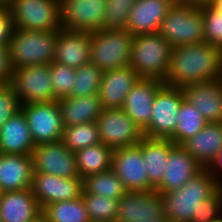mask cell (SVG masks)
Returning <instances> with one entry per match:
<instances>
[{
    "label": "cell",
    "instance_id": "6da1fadb",
    "mask_svg": "<svg viewBox=\"0 0 222 222\" xmlns=\"http://www.w3.org/2000/svg\"><path fill=\"white\" fill-rule=\"evenodd\" d=\"M171 222H216L222 218V185L204 168L180 189L160 193Z\"/></svg>",
    "mask_w": 222,
    "mask_h": 222
},
{
    "label": "cell",
    "instance_id": "7a4b0ae2",
    "mask_svg": "<svg viewBox=\"0 0 222 222\" xmlns=\"http://www.w3.org/2000/svg\"><path fill=\"white\" fill-rule=\"evenodd\" d=\"M222 79V50L202 42L173 47L164 85L183 88Z\"/></svg>",
    "mask_w": 222,
    "mask_h": 222
},
{
    "label": "cell",
    "instance_id": "3957f363",
    "mask_svg": "<svg viewBox=\"0 0 222 222\" xmlns=\"http://www.w3.org/2000/svg\"><path fill=\"white\" fill-rule=\"evenodd\" d=\"M173 46L158 32L134 36L129 66L139 78L164 82Z\"/></svg>",
    "mask_w": 222,
    "mask_h": 222
},
{
    "label": "cell",
    "instance_id": "277c9868",
    "mask_svg": "<svg viewBox=\"0 0 222 222\" xmlns=\"http://www.w3.org/2000/svg\"><path fill=\"white\" fill-rule=\"evenodd\" d=\"M56 37L57 31H30L15 28L8 45L11 69L52 63Z\"/></svg>",
    "mask_w": 222,
    "mask_h": 222
},
{
    "label": "cell",
    "instance_id": "5b68a950",
    "mask_svg": "<svg viewBox=\"0 0 222 222\" xmlns=\"http://www.w3.org/2000/svg\"><path fill=\"white\" fill-rule=\"evenodd\" d=\"M158 33L173 47L204 42L201 5L192 2L174 4L163 19Z\"/></svg>",
    "mask_w": 222,
    "mask_h": 222
},
{
    "label": "cell",
    "instance_id": "8992f818",
    "mask_svg": "<svg viewBox=\"0 0 222 222\" xmlns=\"http://www.w3.org/2000/svg\"><path fill=\"white\" fill-rule=\"evenodd\" d=\"M134 35L126 29L91 32L90 62L102 72L129 66Z\"/></svg>",
    "mask_w": 222,
    "mask_h": 222
},
{
    "label": "cell",
    "instance_id": "52a82bcc",
    "mask_svg": "<svg viewBox=\"0 0 222 222\" xmlns=\"http://www.w3.org/2000/svg\"><path fill=\"white\" fill-rule=\"evenodd\" d=\"M14 27L30 31H58L61 26L60 0H13Z\"/></svg>",
    "mask_w": 222,
    "mask_h": 222
},
{
    "label": "cell",
    "instance_id": "ba28073f",
    "mask_svg": "<svg viewBox=\"0 0 222 222\" xmlns=\"http://www.w3.org/2000/svg\"><path fill=\"white\" fill-rule=\"evenodd\" d=\"M185 99L182 88L163 85L156 93L151 121L143 131L144 137L172 139L177 125V114Z\"/></svg>",
    "mask_w": 222,
    "mask_h": 222
},
{
    "label": "cell",
    "instance_id": "9c48e42d",
    "mask_svg": "<svg viewBox=\"0 0 222 222\" xmlns=\"http://www.w3.org/2000/svg\"><path fill=\"white\" fill-rule=\"evenodd\" d=\"M9 84L19 97L21 105L55 101L49 64L14 69Z\"/></svg>",
    "mask_w": 222,
    "mask_h": 222
},
{
    "label": "cell",
    "instance_id": "30bf717a",
    "mask_svg": "<svg viewBox=\"0 0 222 222\" xmlns=\"http://www.w3.org/2000/svg\"><path fill=\"white\" fill-rule=\"evenodd\" d=\"M95 123L100 141L113 150L137 145L144 137L141 129L122 109H104Z\"/></svg>",
    "mask_w": 222,
    "mask_h": 222
},
{
    "label": "cell",
    "instance_id": "8fae6325",
    "mask_svg": "<svg viewBox=\"0 0 222 222\" xmlns=\"http://www.w3.org/2000/svg\"><path fill=\"white\" fill-rule=\"evenodd\" d=\"M35 145L61 141L64 126L58 100L21 106Z\"/></svg>",
    "mask_w": 222,
    "mask_h": 222
},
{
    "label": "cell",
    "instance_id": "7c38bea8",
    "mask_svg": "<svg viewBox=\"0 0 222 222\" xmlns=\"http://www.w3.org/2000/svg\"><path fill=\"white\" fill-rule=\"evenodd\" d=\"M107 0H60L61 26L69 31L103 29Z\"/></svg>",
    "mask_w": 222,
    "mask_h": 222
},
{
    "label": "cell",
    "instance_id": "4fadbf2b",
    "mask_svg": "<svg viewBox=\"0 0 222 222\" xmlns=\"http://www.w3.org/2000/svg\"><path fill=\"white\" fill-rule=\"evenodd\" d=\"M111 169L122 181L126 191H150L146 163L140 146L134 145L114 150Z\"/></svg>",
    "mask_w": 222,
    "mask_h": 222
},
{
    "label": "cell",
    "instance_id": "5bb4252c",
    "mask_svg": "<svg viewBox=\"0 0 222 222\" xmlns=\"http://www.w3.org/2000/svg\"><path fill=\"white\" fill-rule=\"evenodd\" d=\"M31 155L33 173L68 178L79 177L76 155L62 141L36 145Z\"/></svg>",
    "mask_w": 222,
    "mask_h": 222
},
{
    "label": "cell",
    "instance_id": "9a60e30c",
    "mask_svg": "<svg viewBox=\"0 0 222 222\" xmlns=\"http://www.w3.org/2000/svg\"><path fill=\"white\" fill-rule=\"evenodd\" d=\"M83 189V179L80 177L33 173L31 190L41 208L54 202L80 198Z\"/></svg>",
    "mask_w": 222,
    "mask_h": 222
},
{
    "label": "cell",
    "instance_id": "2e32d148",
    "mask_svg": "<svg viewBox=\"0 0 222 222\" xmlns=\"http://www.w3.org/2000/svg\"><path fill=\"white\" fill-rule=\"evenodd\" d=\"M164 216V204L159 192L127 191L119 199L115 222L146 221Z\"/></svg>",
    "mask_w": 222,
    "mask_h": 222
},
{
    "label": "cell",
    "instance_id": "e0dca14e",
    "mask_svg": "<svg viewBox=\"0 0 222 222\" xmlns=\"http://www.w3.org/2000/svg\"><path fill=\"white\" fill-rule=\"evenodd\" d=\"M164 83L157 79L139 78L126 95L122 110L143 132L151 121L152 104Z\"/></svg>",
    "mask_w": 222,
    "mask_h": 222
},
{
    "label": "cell",
    "instance_id": "ac0fdd59",
    "mask_svg": "<svg viewBox=\"0 0 222 222\" xmlns=\"http://www.w3.org/2000/svg\"><path fill=\"white\" fill-rule=\"evenodd\" d=\"M90 46L91 32L61 28L57 31L53 62L77 69L90 62Z\"/></svg>",
    "mask_w": 222,
    "mask_h": 222
},
{
    "label": "cell",
    "instance_id": "d6986e66",
    "mask_svg": "<svg viewBox=\"0 0 222 222\" xmlns=\"http://www.w3.org/2000/svg\"><path fill=\"white\" fill-rule=\"evenodd\" d=\"M166 168L161 184L155 189L159 193L180 189L204 169L181 145L172 141Z\"/></svg>",
    "mask_w": 222,
    "mask_h": 222
},
{
    "label": "cell",
    "instance_id": "ffe728a7",
    "mask_svg": "<svg viewBox=\"0 0 222 222\" xmlns=\"http://www.w3.org/2000/svg\"><path fill=\"white\" fill-rule=\"evenodd\" d=\"M174 4L171 0H137L129 13L126 30L134 36L158 32Z\"/></svg>",
    "mask_w": 222,
    "mask_h": 222
},
{
    "label": "cell",
    "instance_id": "44dd1931",
    "mask_svg": "<svg viewBox=\"0 0 222 222\" xmlns=\"http://www.w3.org/2000/svg\"><path fill=\"white\" fill-rule=\"evenodd\" d=\"M185 100L193 105L208 123L222 122V79L196 83L182 88Z\"/></svg>",
    "mask_w": 222,
    "mask_h": 222
},
{
    "label": "cell",
    "instance_id": "7402d4cb",
    "mask_svg": "<svg viewBox=\"0 0 222 222\" xmlns=\"http://www.w3.org/2000/svg\"><path fill=\"white\" fill-rule=\"evenodd\" d=\"M138 80V75L130 66L103 72L98 92L103 108L122 109L126 95Z\"/></svg>",
    "mask_w": 222,
    "mask_h": 222
},
{
    "label": "cell",
    "instance_id": "603a6c76",
    "mask_svg": "<svg viewBox=\"0 0 222 222\" xmlns=\"http://www.w3.org/2000/svg\"><path fill=\"white\" fill-rule=\"evenodd\" d=\"M32 179V155L0 152V193L30 189Z\"/></svg>",
    "mask_w": 222,
    "mask_h": 222
},
{
    "label": "cell",
    "instance_id": "cb8c5ba5",
    "mask_svg": "<svg viewBox=\"0 0 222 222\" xmlns=\"http://www.w3.org/2000/svg\"><path fill=\"white\" fill-rule=\"evenodd\" d=\"M42 213V208L31 188L0 193V218L2 222H31Z\"/></svg>",
    "mask_w": 222,
    "mask_h": 222
},
{
    "label": "cell",
    "instance_id": "d4e9b609",
    "mask_svg": "<svg viewBox=\"0 0 222 222\" xmlns=\"http://www.w3.org/2000/svg\"><path fill=\"white\" fill-rule=\"evenodd\" d=\"M28 121L20 110L0 127V152L31 155L35 148Z\"/></svg>",
    "mask_w": 222,
    "mask_h": 222
},
{
    "label": "cell",
    "instance_id": "484cf974",
    "mask_svg": "<svg viewBox=\"0 0 222 222\" xmlns=\"http://www.w3.org/2000/svg\"><path fill=\"white\" fill-rule=\"evenodd\" d=\"M181 146L203 168H206L222 149V122L208 123L199 133L184 141Z\"/></svg>",
    "mask_w": 222,
    "mask_h": 222
},
{
    "label": "cell",
    "instance_id": "4316f807",
    "mask_svg": "<svg viewBox=\"0 0 222 222\" xmlns=\"http://www.w3.org/2000/svg\"><path fill=\"white\" fill-rule=\"evenodd\" d=\"M64 127L95 122L104 108L99 95L64 97L58 100Z\"/></svg>",
    "mask_w": 222,
    "mask_h": 222
},
{
    "label": "cell",
    "instance_id": "83f0119b",
    "mask_svg": "<svg viewBox=\"0 0 222 222\" xmlns=\"http://www.w3.org/2000/svg\"><path fill=\"white\" fill-rule=\"evenodd\" d=\"M138 145L146 163L149 183L156 189L161 184L163 172L167 169L171 140L143 137Z\"/></svg>",
    "mask_w": 222,
    "mask_h": 222
},
{
    "label": "cell",
    "instance_id": "f1b7e54d",
    "mask_svg": "<svg viewBox=\"0 0 222 222\" xmlns=\"http://www.w3.org/2000/svg\"><path fill=\"white\" fill-rule=\"evenodd\" d=\"M114 150L102 142L75 152L77 170L81 179L104 172L112 167Z\"/></svg>",
    "mask_w": 222,
    "mask_h": 222
},
{
    "label": "cell",
    "instance_id": "f546056e",
    "mask_svg": "<svg viewBox=\"0 0 222 222\" xmlns=\"http://www.w3.org/2000/svg\"><path fill=\"white\" fill-rule=\"evenodd\" d=\"M177 117L175 134L171 139L176 145H181L187 139L195 136L208 124L203 115L185 99L180 105Z\"/></svg>",
    "mask_w": 222,
    "mask_h": 222
},
{
    "label": "cell",
    "instance_id": "4dcf8cb0",
    "mask_svg": "<svg viewBox=\"0 0 222 222\" xmlns=\"http://www.w3.org/2000/svg\"><path fill=\"white\" fill-rule=\"evenodd\" d=\"M87 193L119 200L127 191L112 169L89 175L83 179Z\"/></svg>",
    "mask_w": 222,
    "mask_h": 222
},
{
    "label": "cell",
    "instance_id": "1f68e13d",
    "mask_svg": "<svg viewBox=\"0 0 222 222\" xmlns=\"http://www.w3.org/2000/svg\"><path fill=\"white\" fill-rule=\"evenodd\" d=\"M42 213L49 222H90L81 197L46 205Z\"/></svg>",
    "mask_w": 222,
    "mask_h": 222
},
{
    "label": "cell",
    "instance_id": "d6a6232c",
    "mask_svg": "<svg viewBox=\"0 0 222 222\" xmlns=\"http://www.w3.org/2000/svg\"><path fill=\"white\" fill-rule=\"evenodd\" d=\"M61 141L74 153L101 142L95 122L64 127Z\"/></svg>",
    "mask_w": 222,
    "mask_h": 222
},
{
    "label": "cell",
    "instance_id": "836d02e7",
    "mask_svg": "<svg viewBox=\"0 0 222 222\" xmlns=\"http://www.w3.org/2000/svg\"><path fill=\"white\" fill-rule=\"evenodd\" d=\"M90 221L115 222L119 200L87 193L84 189L81 196Z\"/></svg>",
    "mask_w": 222,
    "mask_h": 222
},
{
    "label": "cell",
    "instance_id": "e575fe53",
    "mask_svg": "<svg viewBox=\"0 0 222 222\" xmlns=\"http://www.w3.org/2000/svg\"><path fill=\"white\" fill-rule=\"evenodd\" d=\"M103 72L89 62L76 69L74 86L69 97H83L98 94Z\"/></svg>",
    "mask_w": 222,
    "mask_h": 222
},
{
    "label": "cell",
    "instance_id": "d590c367",
    "mask_svg": "<svg viewBox=\"0 0 222 222\" xmlns=\"http://www.w3.org/2000/svg\"><path fill=\"white\" fill-rule=\"evenodd\" d=\"M137 0H107L103 29H126L128 16Z\"/></svg>",
    "mask_w": 222,
    "mask_h": 222
},
{
    "label": "cell",
    "instance_id": "8d00e7d4",
    "mask_svg": "<svg viewBox=\"0 0 222 222\" xmlns=\"http://www.w3.org/2000/svg\"><path fill=\"white\" fill-rule=\"evenodd\" d=\"M51 82L53 83L54 99L70 96L74 86L76 69L52 62L49 64Z\"/></svg>",
    "mask_w": 222,
    "mask_h": 222
},
{
    "label": "cell",
    "instance_id": "74e56055",
    "mask_svg": "<svg viewBox=\"0 0 222 222\" xmlns=\"http://www.w3.org/2000/svg\"><path fill=\"white\" fill-rule=\"evenodd\" d=\"M204 23V42L216 45L222 50V13L208 3L201 4Z\"/></svg>",
    "mask_w": 222,
    "mask_h": 222
},
{
    "label": "cell",
    "instance_id": "f35d334b",
    "mask_svg": "<svg viewBox=\"0 0 222 222\" xmlns=\"http://www.w3.org/2000/svg\"><path fill=\"white\" fill-rule=\"evenodd\" d=\"M19 97L9 83L0 86V127L21 110Z\"/></svg>",
    "mask_w": 222,
    "mask_h": 222
},
{
    "label": "cell",
    "instance_id": "ab89813d",
    "mask_svg": "<svg viewBox=\"0 0 222 222\" xmlns=\"http://www.w3.org/2000/svg\"><path fill=\"white\" fill-rule=\"evenodd\" d=\"M14 29L11 8L0 7V46L9 45Z\"/></svg>",
    "mask_w": 222,
    "mask_h": 222
},
{
    "label": "cell",
    "instance_id": "60d3db41",
    "mask_svg": "<svg viewBox=\"0 0 222 222\" xmlns=\"http://www.w3.org/2000/svg\"><path fill=\"white\" fill-rule=\"evenodd\" d=\"M11 72L8 46H0V81L2 83H9Z\"/></svg>",
    "mask_w": 222,
    "mask_h": 222
},
{
    "label": "cell",
    "instance_id": "b9f144b4",
    "mask_svg": "<svg viewBox=\"0 0 222 222\" xmlns=\"http://www.w3.org/2000/svg\"><path fill=\"white\" fill-rule=\"evenodd\" d=\"M205 169L222 185V149Z\"/></svg>",
    "mask_w": 222,
    "mask_h": 222
},
{
    "label": "cell",
    "instance_id": "7bdbcfd3",
    "mask_svg": "<svg viewBox=\"0 0 222 222\" xmlns=\"http://www.w3.org/2000/svg\"><path fill=\"white\" fill-rule=\"evenodd\" d=\"M214 10L222 13V0H211L208 3Z\"/></svg>",
    "mask_w": 222,
    "mask_h": 222
},
{
    "label": "cell",
    "instance_id": "ee69618b",
    "mask_svg": "<svg viewBox=\"0 0 222 222\" xmlns=\"http://www.w3.org/2000/svg\"><path fill=\"white\" fill-rule=\"evenodd\" d=\"M134 222H171V221L164 216V217H160V218H157V219H149V220H146V221H141V220L137 219Z\"/></svg>",
    "mask_w": 222,
    "mask_h": 222
},
{
    "label": "cell",
    "instance_id": "f6af8a7d",
    "mask_svg": "<svg viewBox=\"0 0 222 222\" xmlns=\"http://www.w3.org/2000/svg\"><path fill=\"white\" fill-rule=\"evenodd\" d=\"M31 222H49V221L47 220L45 215L43 213H41L36 218H34Z\"/></svg>",
    "mask_w": 222,
    "mask_h": 222
},
{
    "label": "cell",
    "instance_id": "bcb514c9",
    "mask_svg": "<svg viewBox=\"0 0 222 222\" xmlns=\"http://www.w3.org/2000/svg\"><path fill=\"white\" fill-rule=\"evenodd\" d=\"M13 0H0V7H10Z\"/></svg>",
    "mask_w": 222,
    "mask_h": 222
},
{
    "label": "cell",
    "instance_id": "7dc6e473",
    "mask_svg": "<svg viewBox=\"0 0 222 222\" xmlns=\"http://www.w3.org/2000/svg\"><path fill=\"white\" fill-rule=\"evenodd\" d=\"M211 0H190L192 3H196L198 5L209 3Z\"/></svg>",
    "mask_w": 222,
    "mask_h": 222
},
{
    "label": "cell",
    "instance_id": "c3c4849f",
    "mask_svg": "<svg viewBox=\"0 0 222 222\" xmlns=\"http://www.w3.org/2000/svg\"><path fill=\"white\" fill-rule=\"evenodd\" d=\"M171 1H173L175 4L190 2V0H171Z\"/></svg>",
    "mask_w": 222,
    "mask_h": 222
}]
</instances>
